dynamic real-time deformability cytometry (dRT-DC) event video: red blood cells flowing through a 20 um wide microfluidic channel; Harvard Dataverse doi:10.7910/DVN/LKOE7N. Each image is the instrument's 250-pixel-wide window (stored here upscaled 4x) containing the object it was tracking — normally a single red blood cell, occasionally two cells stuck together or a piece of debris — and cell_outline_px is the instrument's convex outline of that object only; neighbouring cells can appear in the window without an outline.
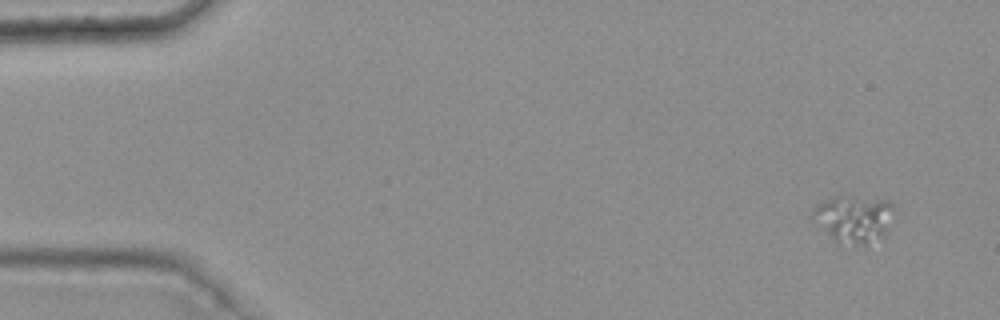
{"species": "common noctule bat (a hibernating species)", "species_latin": "Nyctalus noctula", "temperature_condition": "warm", "stored_images_in_passage": 9, "camera_frame_rate_fps": 3000, "um_per_image_px": 0.085, "animal": {"sex": "female", "body_mass_g": 25.1}, "frame": {"image": 1, "passage_image": 1, "time_ms": 0.0, "image_size_px": [1000, 320], "cell_outline_px": [[892, 208], [884, 236], [864, 244], [836, 244], [808, 216], [812, 208], [824, 200], [884, 200], [892, 204]], "centroid_in_image_um": [72.44, 18.69], "position_along_channel_um": 12.6, "area_um2": 21.21}}
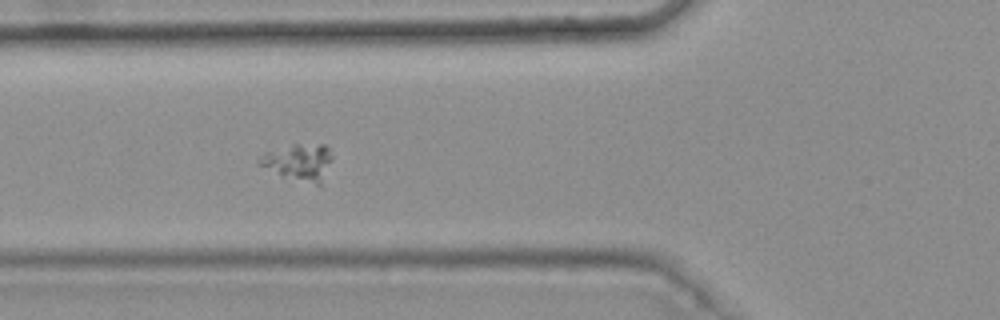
{"frame": {"image": 2, "passage_image": 6, "time_ms": 1.667, "image_size_px": [1000, 320], "cell_outline_px": [[332, 160], [320, 184], [316, 184], [256, 164], [256, 160], [264, 152], [292, 144], [324, 144], [328, 148], [332, 156]], "centroid_in_image_um": [25.41, 13.7], "position_along_channel_um": 100.4, "area_um2": 14.8}}
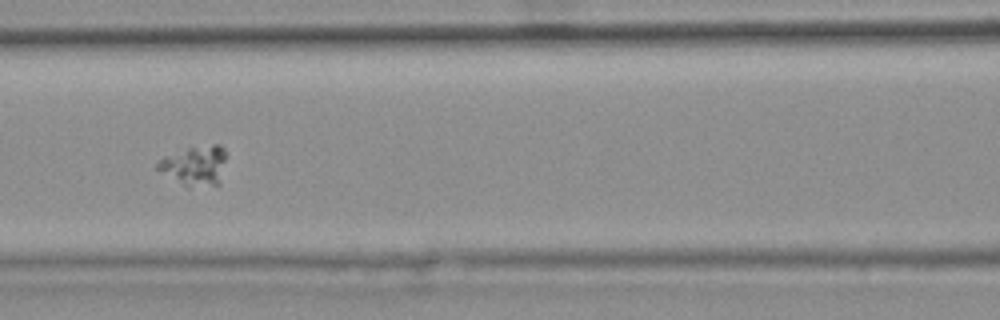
{"frame": {"image": 3, "passage_image": 7, "time_ms": 2.0, "image_size_px": [1000, 320], "cell_outline_px": [[224, 160], [220, 184], [188, 188], [156, 168], [156, 164], [164, 156], [188, 148], [212, 144], [220, 144], [224, 148]], "centroid_in_image_um": [16.56, 14.08], "position_along_channel_um": 150.0, "area_um2": 15.66}}